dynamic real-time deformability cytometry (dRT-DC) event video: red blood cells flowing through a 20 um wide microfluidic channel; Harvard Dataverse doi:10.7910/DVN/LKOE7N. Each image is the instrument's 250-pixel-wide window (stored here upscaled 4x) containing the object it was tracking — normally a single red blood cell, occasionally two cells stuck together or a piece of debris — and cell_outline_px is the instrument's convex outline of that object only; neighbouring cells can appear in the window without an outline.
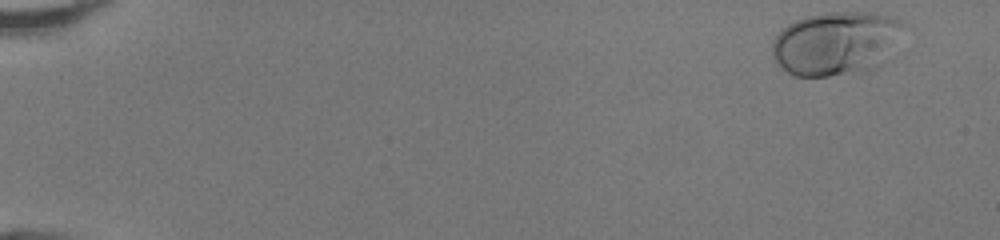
{"species": "human", "species_latin": "Homo sapiens", "temperature_condition": "room temperature", "stored_images_in_passage": 47, "camera_frame_rate_fps": 3000, "um_per_image_px": 0.085, "donor": {"sex": "female"}, "frame": {"image": 1, "passage_image": 1, "time_ms": 0.0, "image_size_px": [1000, 240], "cell_outline_px": [[908, 24], [888, 60], [880, 68], [868, 72], [828, 76], [796, 76], [780, 68], [772, 56], [772, 40], [788, 24], [796, 20], [808, 16], [828, 12], [872, 12], [896, 16]], "centroid_in_image_um": [71.17, 3.69], "position_along_channel_um": 13.8, "area_um2": 50.17}}
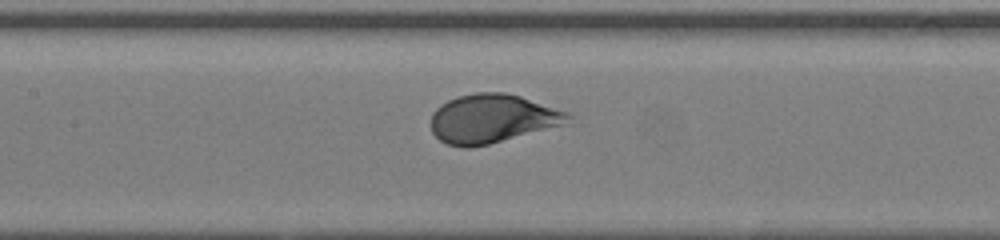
{"frame": {"image": 2, "passage_image": 23, "time_ms": 7.333, "image_size_px": [1000, 240], "cell_outline_px": [[572, 124], [488, 144], [468, 148], [464, 148], [448, 144], [440, 140], [432, 132], [432, 112], [440, 104], [456, 96], [476, 92], [504, 92], [520, 96], [568, 112], [572, 116]], "centroid_in_image_um": [41.9, 10.09], "position_along_channel_um": 165.5, "area_um2": 39.42}}
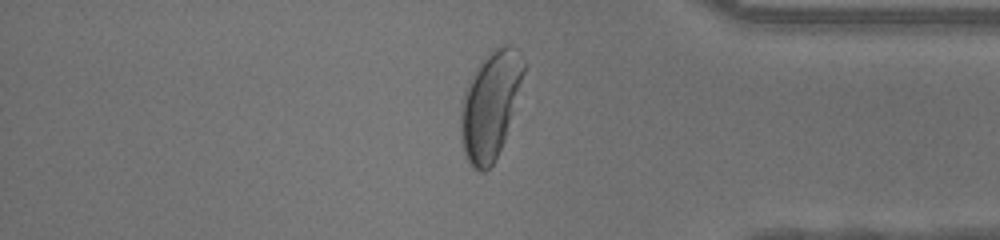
{"frame": {"image": 3, "passage_image": 40, "time_ms": 13.0, "image_size_px": [1000, 240], "cell_outline_px": [[528, 64], [504, 140], [492, 164], [484, 172], [480, 172], [472, 168], [464, 156], [460, 140], [460, 100], [480, 60], [488, 52], [504, 44], [508, 44], [516, 48], [520, 52]], "centroid_in_image_um": [41.67, 8.9], "position_along_channel_um": 393.5, "area_um2": 39.94}, "authors_computed_cell_mechanics": {"area_um2": 39.593, "velocity_mm_per_s": 4.2557, "shape_relaxation_time_tau1_ms": 2.0814, "shape_relaxation_time_tau2_ms": null, "deformation_change_tau1": 0.1557, "deformation_change_tau2": null}}